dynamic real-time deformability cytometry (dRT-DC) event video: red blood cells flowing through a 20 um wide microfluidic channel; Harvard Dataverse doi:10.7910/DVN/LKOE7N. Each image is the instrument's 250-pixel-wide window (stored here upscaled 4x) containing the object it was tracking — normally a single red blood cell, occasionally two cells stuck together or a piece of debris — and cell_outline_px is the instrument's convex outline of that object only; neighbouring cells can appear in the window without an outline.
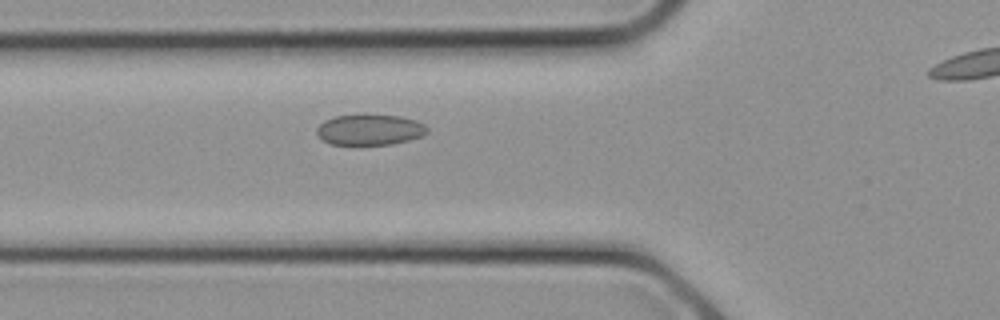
{"species": "common noctule bat (a hibernating species)", "species_latin": "Nyctalus noctula", "temperature_condition": "cold", "stored_images_in_passage": 20, "camera_frame_rate_fps": 3000, "um_per_image_px": 0.085, "animal": {"sex": "female", "body_mass_g": 21.9}, "frame": {"image": 1, "passage_image": 10, "time_ms": 3.0, "image_size_px": [1000, 320], "cell_outline_px": [[428, 132], [420, 136], [408, 140], [392, 144], [360, 148], [332, 144], [320, 140], [316, 132], [316, 128], [324, 120], [336, 116], [364, 112], [400, 116], [416, 120], [424, 124], [428, 128]], "centroid_in_image_um": [31.37, 11.04], "position_along_channel_um": 94.4, "area_um2": 21.21}}
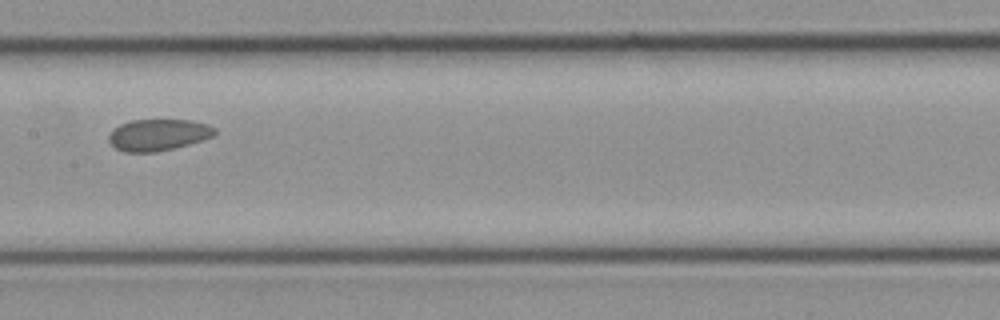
{"frame": {"image": 2, "passage_image": 14, "time_ms": 4.333, "image_size_px": [1000, 320], "cell_outline_px": [[216, 132], [212, 136], [188, 144], [156, 152], [124, 152], [116, 148], [108, 140], [108, 136], [120, 124], [132, 120], [192, 120], [208, 124], [216, 128]], "centroid_in_image_um": [13.45, 11.45], "position_along_channel_um": 193.9, "area_um2": 19.25}}
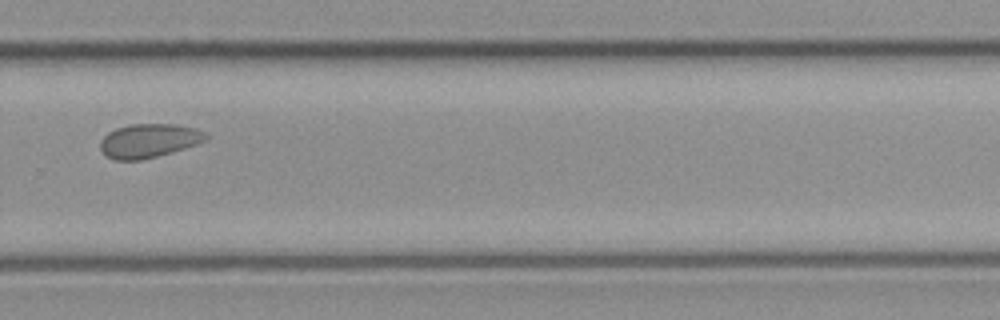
{"frame": {"image": 3, "passage_image": 19, "time_ms": 6.0, "image_size_px": [1000, 320], "cell_outline_px": [[208, 140], [172, 152], [140, 160], [112, 160], [100, 148], [100, 140], [108, 132], [116, 128], [132, 124], [176, 124], [196, 128], [204, 132], [208, 136]], "centroid_in_image_um": [12.66, 11.95], "position_along_channel_um": 317.1, "area_um2": 20.81}}